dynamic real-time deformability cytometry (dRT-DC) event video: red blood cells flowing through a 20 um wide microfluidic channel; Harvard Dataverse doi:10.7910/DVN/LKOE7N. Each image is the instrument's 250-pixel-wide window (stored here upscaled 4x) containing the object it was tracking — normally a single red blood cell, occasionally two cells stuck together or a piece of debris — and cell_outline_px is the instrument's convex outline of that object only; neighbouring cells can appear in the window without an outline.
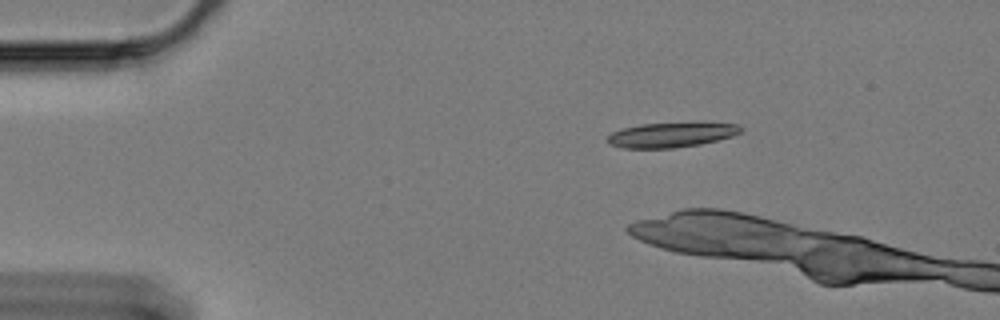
{"species": "Egyptian fruit bat (a non-hibernating species)", "species_latin": "Rousettus aegyptiacus", "temperature_condition": "cold", "stored_images_in_passage": 5, "camera_frame_rate_fps": 3000, "um_per_image_px": 0.085, "animal": {"sex": "female"}, "frame": {"image": 1, "passage_image": 1, "time_ms": 0.0, "image_size_px": [1000, 320], "cell_outline_px": [[744, 128], [740, 132], [732, 136], [700, 144], [672, 148], [624, 148], [608, 144], [608, 136], [612, 132], [624, 128], [640, 124], [704, 120], [736, 124]], "centroid_in_image_um": [57.13, 11.41], "position_along_channel_um": 27.9, "area_um2": 20.0}}